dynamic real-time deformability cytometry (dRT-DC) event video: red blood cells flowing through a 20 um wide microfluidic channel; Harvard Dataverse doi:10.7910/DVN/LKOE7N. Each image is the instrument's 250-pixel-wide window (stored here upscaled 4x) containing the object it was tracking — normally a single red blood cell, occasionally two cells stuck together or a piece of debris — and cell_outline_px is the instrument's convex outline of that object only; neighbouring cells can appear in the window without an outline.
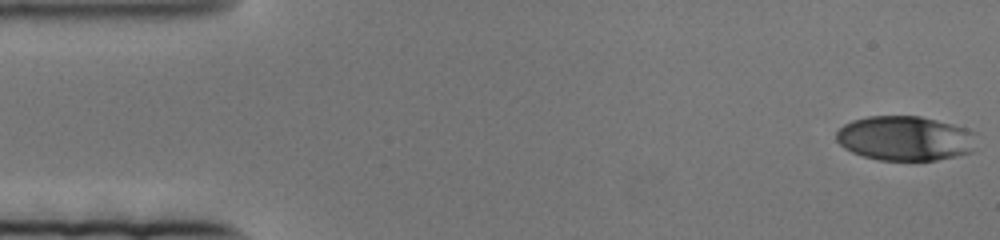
{"species": "human", "species_latin": "Homo sapiens", "temperature_condition": "cold", "stored_images_in_passage": 81, "camera_frame_rate_fps": 3000, "um_per_image_px": 0.085, "donor": {"sex": "female"}, "frame": {"image": 1, "passage_image": 1, "time_ms": 0.0, "image_size_px": [1000, 240], "cell_outline_px": [[976, 148], [972, 152], [956, 156], [936, 160], [880, 160], [864, 156], [852, 152], [844, 148], [836, 140], [836, 132], [844, 124], [852, 120], [868, 116], [920, 116], [952, 124], [976, 132]], "centroid_in_image_um": [76.96, 11.76], "position_along_channel_um": 8.0, "area_um2": 36.7}}
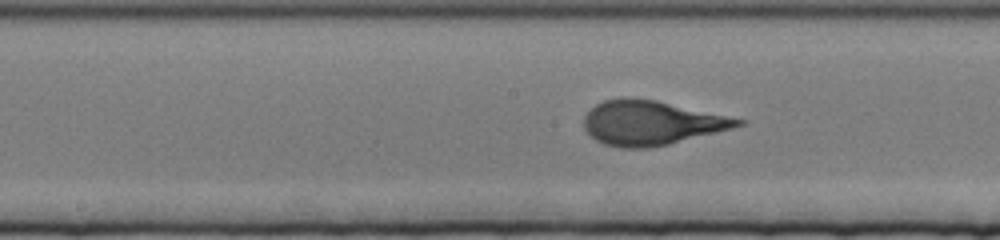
{"frame": {"image": 2, "passage_image": 39, "time_ms": 12.667, "image_size_px": [1000, 240], "cell_outline_px": [[744, 124], [732, 128], [668, 144], [648, 148], [624, 148], [604, 144], [596, 140], [584, 128], [584, 116], [596, 104], [604, 100], [656, 100], [744, 120]], "centroid_in_image_um": [55.34, 10.47], "position_along_channel_um": 192.9, "area_um2": 38.55}}
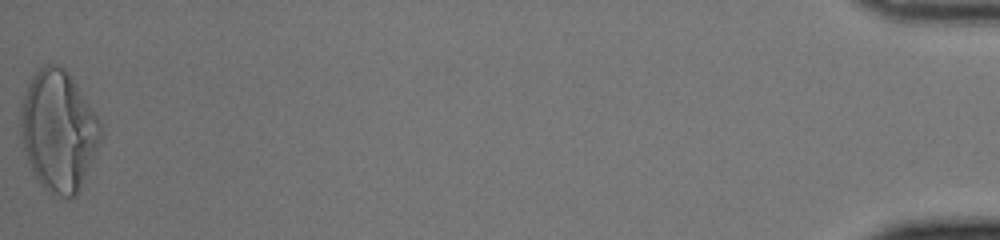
{"frame": {"image": 3, "passage_image": 81, "time_ms": 26.667, "image_size_px": [1000, 240], "cell_outline_px": [[104, 136], [76, 192], [72, 196], [52, 196], [40, 184], [32, 172], [24, 148], [20, 132], [20, 116], [24, 96], [28, 84], [32, 76], [40, 68], [48, 64], [56, 64], [64, 68], [72, 76], [96, 116], [100, 124]], "centroid_in_image_um": [4.96, 11.1], "position_along_channel_um": 430.2, "area_um2": 55.66}}